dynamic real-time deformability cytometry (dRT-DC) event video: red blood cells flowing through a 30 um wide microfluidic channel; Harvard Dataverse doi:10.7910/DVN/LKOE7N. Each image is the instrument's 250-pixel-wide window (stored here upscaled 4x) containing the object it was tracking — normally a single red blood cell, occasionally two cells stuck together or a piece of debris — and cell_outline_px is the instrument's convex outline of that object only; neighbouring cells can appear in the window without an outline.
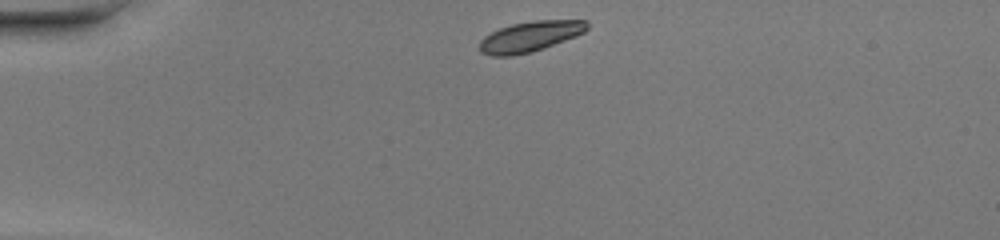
{"species": "common noctule bat (a hibernating species)", "species_latin": "Nyctalus noctula", "temperature_condition": "warm", "stored_images_in_passage": 38, "camera_frame_rate_fps": 3000, "um_per_image_px": 0.085, "animal": {"sex": "female", "body_mass_g": 20.0, "forearm_length_mm": 54.0}, "frame": {"image": 1, "passage_image": 1, "time_ms": 0.0, "image_size_px": [1000, 240], "cell_outline_px": [[588, 28], [584, 32], [576, 36], [544, 48], [532, 52], [512, 56], [492, 56], [480, 52], [480, 40], [484, 36], [500, 28], [512, 24], [532, 20], [588, 20]], "centroid_in_image_um": [45.06, 3.1], "position_along_channel_um": 39.9, "area_um2": 19.13}}
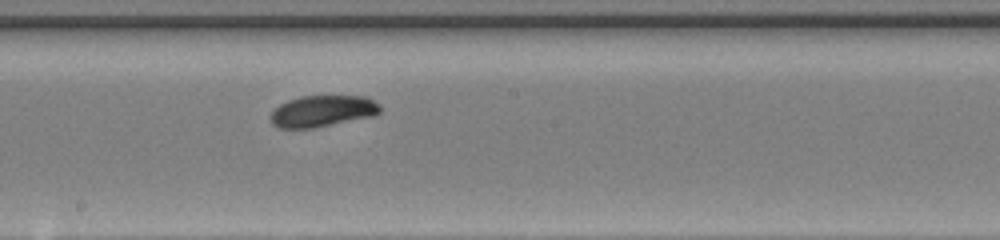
{"frame": {"image": 2, "passage_image": 17, "time_ms": 5.333, "image_size_px": [1000, 240], "cell_outline_px": [[380, 112], [372, 116], [312, 128], [280, 128], [272, 124], [272, 112], [280, 104], [288, 100], [300, 96], [364, 96], [380, 104]], "centroid_in_image_um": [27.41, 9.43], "position_along_channel_um": 220.8, "area_um2": 19.77}}
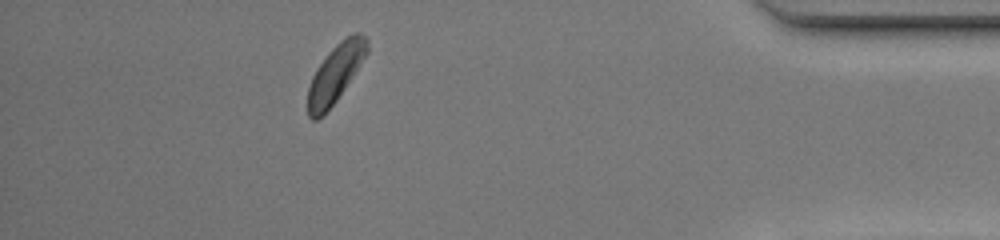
{"frame": {"image": 3, "passage_image": 33, "time_ms": 10.667, "image_size_px": [1000, 240], "cell_outline_px": [[368, 52], [336, 100], [324, 116], [316, 120], [312, 120], [308, 116], [308, 88], [312, 76], [316, 68], [328, 52], [340, 40], [352, 32], [360, 32], [368, 36]], "centroid_in_image_um": [28.51, 6.22], "position_along_channel_um": 406.7, "area_um2": 20.06}, "authors_computed_cell_mechanics": {"area_um2": 19.9988, "velocity_mm_per_s": 4.2693, "shape_relaxation_time_tau1_ms": 1.6367, "shape_relaxation_time_tau2_ms": null, "deformation_change_tau1": 0.125, "deformation_change_tau2": null}}